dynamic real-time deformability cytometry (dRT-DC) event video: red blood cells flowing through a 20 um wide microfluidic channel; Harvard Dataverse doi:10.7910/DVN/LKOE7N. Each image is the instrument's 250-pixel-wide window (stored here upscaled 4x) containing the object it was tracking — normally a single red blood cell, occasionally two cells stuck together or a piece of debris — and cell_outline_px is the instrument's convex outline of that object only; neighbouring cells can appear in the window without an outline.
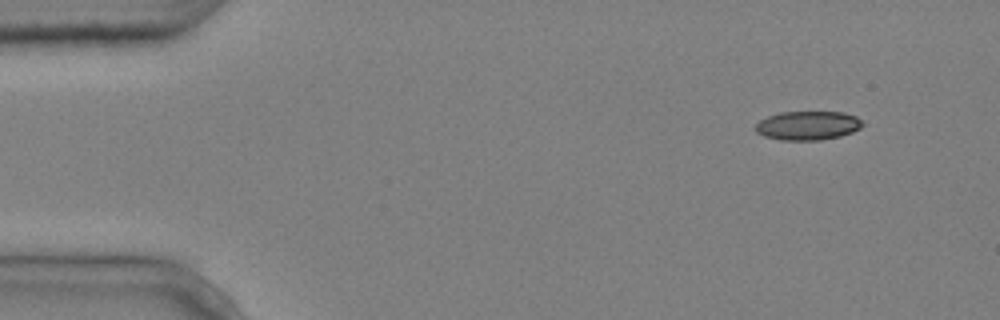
{"species": "common noctule bat (a hibernating species)", "species_latin": "Nyctalus noctula", "temperature_condition": "cold", "stored_images_in_passage": 4, "camera_frame_rate_fps": 3000, "um_per_image_px": 0.085, "animal": {"sex": "male", "body_mass_g": 20.4}, "frame": {"image": 1, "passage_image": 1, "time_ms": 0.0, "image_size_px": [1000, 320], "cell_outline_px": [[864, 124], [860, 128], [852, 132], [840, 136], [820, 140], [780, 140], [764, 136], [756, 132], [756, 124], [760, 120], [768, 116], [780, 112], [844, 112], [856, 116]], "centroid_in_image_um": [68.66, 10.67], "position_along_channel_um": 16.3, "area_um2": 18.03}}
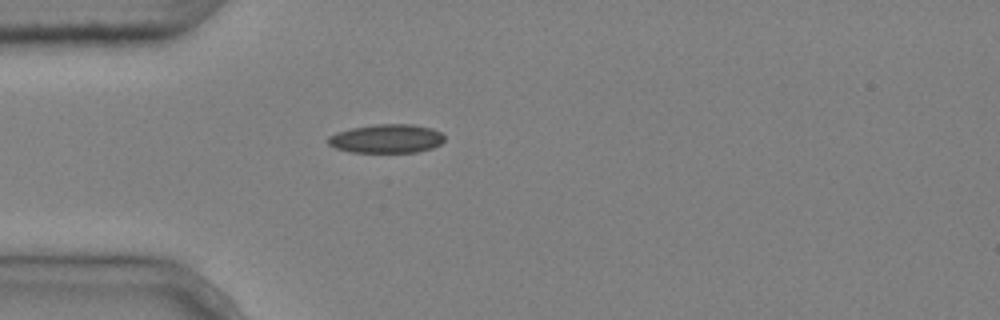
{"frame": {"image": 2, "passage_image": 4, "time_ms": 1.0, "image_size_px": [1000, 320], "cell_outline_px": [[444, 140], [440, 144], [432, 148], [416, 152], [352, 152], [336, 148], [328, 144], [328, 136], [336, 132], [352, 128], [376, 124], [412, 124], [432, 128], [440, 132], [444, 136]], "centroid_in_image_um": [32.86, 11.78], "position_along_channel_um": 52.1, "area_um2": 19.48}}